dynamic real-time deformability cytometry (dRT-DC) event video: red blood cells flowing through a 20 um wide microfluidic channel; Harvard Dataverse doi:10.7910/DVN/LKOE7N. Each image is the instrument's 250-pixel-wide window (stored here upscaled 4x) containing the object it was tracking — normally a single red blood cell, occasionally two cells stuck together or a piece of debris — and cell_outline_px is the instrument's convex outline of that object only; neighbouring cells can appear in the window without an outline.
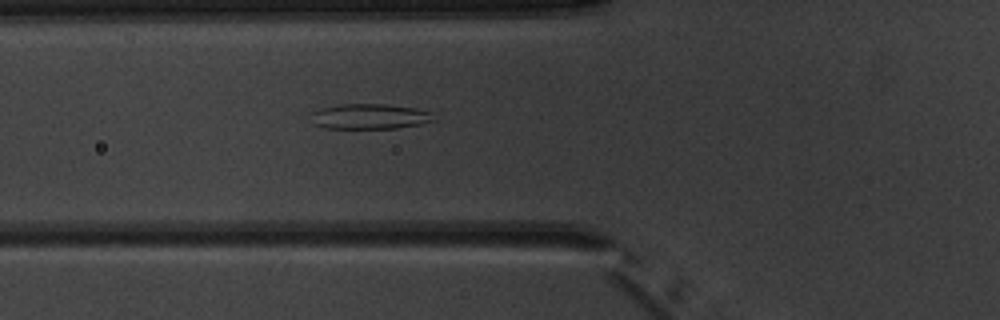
{"species": "common noctule bat (a hibernating species)", "species_latin": "Nyctalus noctula", "temperature_condition": "warm", "stored_images_in_passage": 5, "camera_frame_rate_fps": 3000, "um_per_image_px": 0.085, "animal": {"sex": "male", "body_mass_g": 20.1, "forearm_length_mm": 53.5}, "frame": {"image": 1, "passage_image": 5, "time_ms": 5.333, "image_size_px": [1000, 320], "cell_outline_px": [[436, 120], [420, 124], [396, 128], [324, 128], [312, 124], [312, 112], [320, 108], [340, 104], [384, 104], [416, 108], [432, 112]], "centroid_in_image_um": [31.43, 9.9], "position_along_channel_um": 94.4, "area_um2": 18.15}}